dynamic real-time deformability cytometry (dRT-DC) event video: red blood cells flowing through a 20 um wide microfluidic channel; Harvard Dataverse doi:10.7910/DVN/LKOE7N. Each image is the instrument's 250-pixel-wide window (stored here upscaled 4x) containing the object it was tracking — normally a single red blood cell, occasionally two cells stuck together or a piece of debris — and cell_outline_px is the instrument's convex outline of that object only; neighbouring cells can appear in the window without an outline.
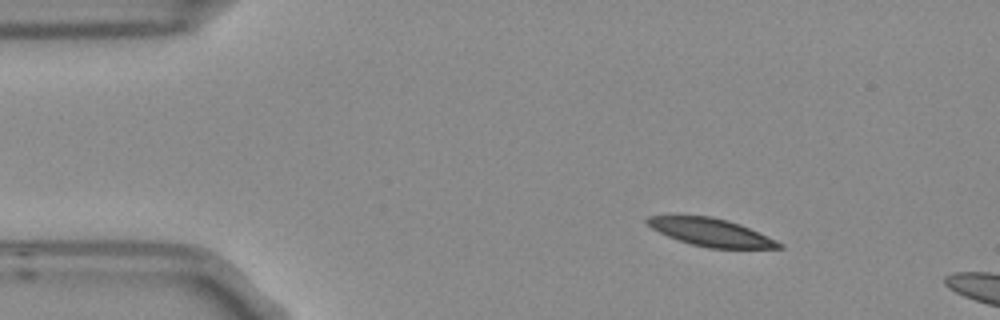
{"species": "Egyptian fruit bat (a non-hibernating species)", "species_latin": "Rousettus aegyptiacus", "temperature_condition": "room temperature", "stored_images_in_passage": 3, "camera_frame_rate_fps": 3000, "um_per_image_px": 0.085, "frame": {"image": 1, "passage_image": 1, "time_ms": 0.0, "image_size_px": [1000, 320], "cell_outline_px": [[784, 248], [708, 248], [692, 244], [668, 236], [652, 228], [644, 220], [648, 216], [712, 216], [728, 220], [740, 224], [768, 236], [784, 244]], "centroid_in_image_um": [60.47, 19.75], "position_along_channel_um": 24.5, "area_um2": 21.1}}